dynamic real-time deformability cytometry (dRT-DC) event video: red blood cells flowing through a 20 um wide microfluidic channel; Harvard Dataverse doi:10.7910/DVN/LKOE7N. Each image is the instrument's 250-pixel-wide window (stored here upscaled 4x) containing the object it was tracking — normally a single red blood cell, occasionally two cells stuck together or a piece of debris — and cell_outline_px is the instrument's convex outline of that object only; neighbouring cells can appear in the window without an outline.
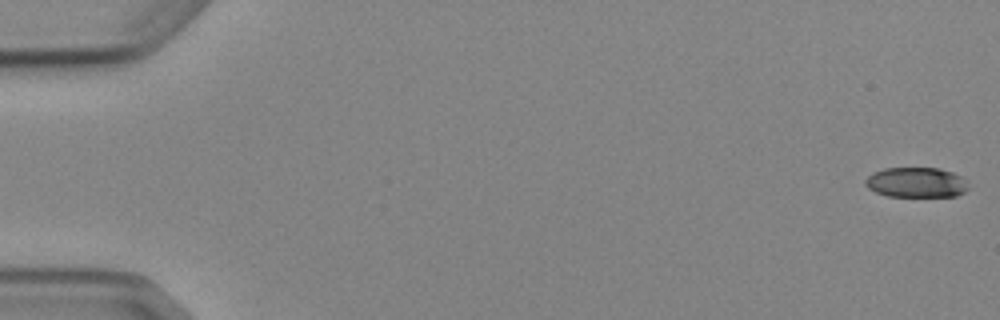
{"species": "Egyptian fruit bat (a non-hibernating species)", "species_latin": "Rousettus aegyptiacus", "temperature_condition": "cold", "stored_images_in_passage": 5, "camera_frame_rate_fps": 3000, "um_per_image_px": 0.085, "animal": {"sex": "female"}, "frame": {"image": 1, "passage_image": 1, "time_ms": 0.0, "image_size_px": [1000, 320], "cell_outline_px": [[968, 188], [964, 192], [956, 196], [888, 196], [876, 192], [868, 188], [864, 184], [864, 180], [872, 172], [884, 168], [940, 168], [952, 172], [960, 176]], "centroid_in_image_um": [77.83, 15.5], "position_along_channel_um": 7.2, "area_um2": 17.98}}
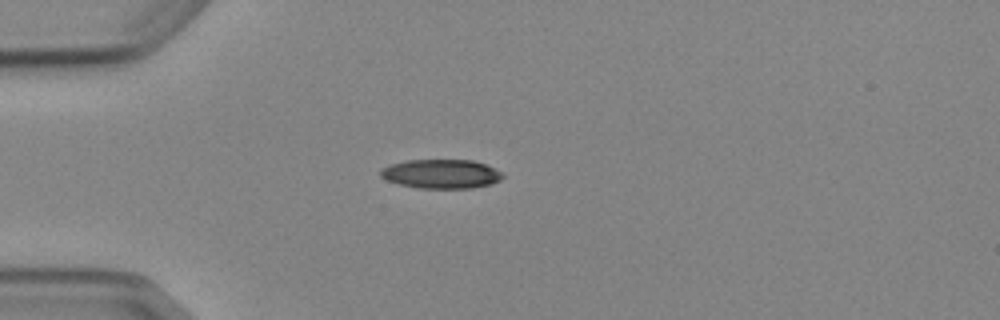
{"frame": {"image": 2, "passage_image": 5, "time_ms": 4.667, "image_size_px": [1000, 320], "cell_outline_px": [[504, 176], [500, 180], [492, 184], [472, 188], [420, 188], [400, 184], [388, 180], [380, 176], [380, 168], [388, 164], [408, 160], [472, 160], [484, 164], [504, 172]], "centroid_in_image_um": [37.51, 14.77], "position_along_channel_um": 47.5, "area_um2": 20.81}}